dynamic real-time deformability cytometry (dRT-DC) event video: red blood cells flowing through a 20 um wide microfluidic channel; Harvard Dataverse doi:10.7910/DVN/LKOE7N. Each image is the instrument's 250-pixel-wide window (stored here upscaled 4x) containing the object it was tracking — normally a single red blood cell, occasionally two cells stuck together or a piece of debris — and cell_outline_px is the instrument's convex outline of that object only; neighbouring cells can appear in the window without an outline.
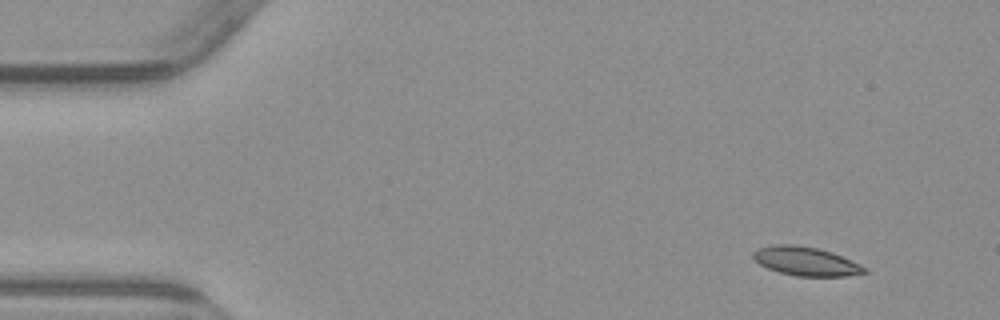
{"species": "common noctule bat (a hibernating species)", "species_latin": "Nyctalus noctula", "temperature_condition": "warm", "stored_images_in_passage": 4, "camera_frame_rate_fps": 3000, "um_per_image_px": 0.085, "animal": {"sex": "male", "body_mass_g": 23.1, "forearm_length_mm": 52.7}, "frame": {"image": 1, "passage_image": 1, "time_ms": 0.0, "image_size_px": [1000, 320], "cell_outline_px": [[868, 272], [848, 276], [796, 276], [780, 272], [768, 268], [760, 264], [752, 256], [752, 252], [756, 248], [772, 244], [796, 244], [816, 248], [832, 252], [860, 264], [868, 268]], "centroid_in_image_um": [68.49, 22.2], "position_along_channel_um": 16.5, "area_um2": 18.79}}
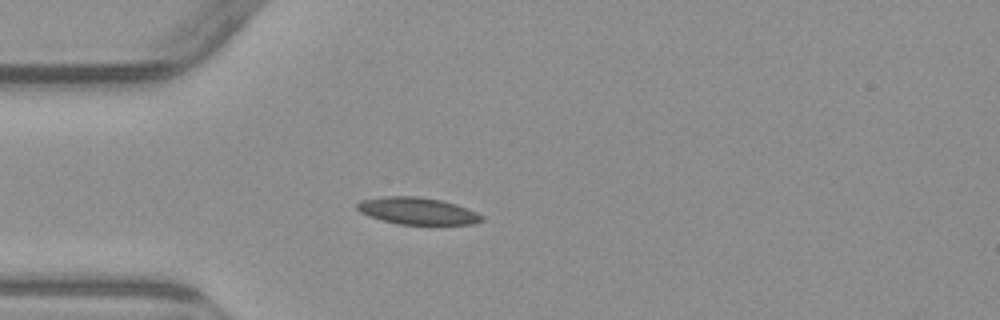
{"frame": {"image": 2, "passage_image": 3, "time_ms": 3.333, "image_size_px": [1000, 320], "cell_outline_px": [[484, 220], [472, 224], [400, 224], [368, 216], [360, 212], [356, 208], [356, 204], [364, 200], [384, 196], [420, 196], [440, 200], [456, 204], [476, 212], [484, 216]], "centroid_in_image_um": [35.49, 17.92], "position_along_channel_um": 49.5, "area_um2": 19.42}}